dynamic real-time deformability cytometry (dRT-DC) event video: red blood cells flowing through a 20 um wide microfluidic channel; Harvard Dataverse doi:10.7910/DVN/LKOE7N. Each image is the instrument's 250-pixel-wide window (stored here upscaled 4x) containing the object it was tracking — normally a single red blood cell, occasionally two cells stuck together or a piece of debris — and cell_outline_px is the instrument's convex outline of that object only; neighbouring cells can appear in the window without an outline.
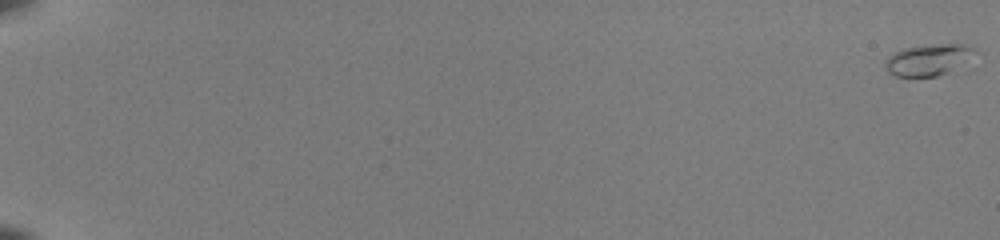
{"species": "common noctule bat (a hibernating species)", "species_latin": "Nyctalus noctula", "temperature_condition": "room temperature", "stored_images_in_passage": 55, "camera_frame_rate_fps": 3000, "um_per_image_px": 0.085, "animal": {"sex": "female", "body_mass_g": 22.0, "forearm_length_mm": 56.7}, "frame": {"image": 1, "passage_image": 1, "time_ms": 0.0, "image_size_px": [1000, 240], "cell_outline_px": [[984, 52], [948, 72], [936, 76], [892, 76], [884, 68], [884, 60], [892, 52], [904, 48], [932, 44], [964, 44], [976, 48]], "centroid_in_image_um": [78.96, 5.06], "position_along_channel_um": 6.0, "area_um2": 16.94}}
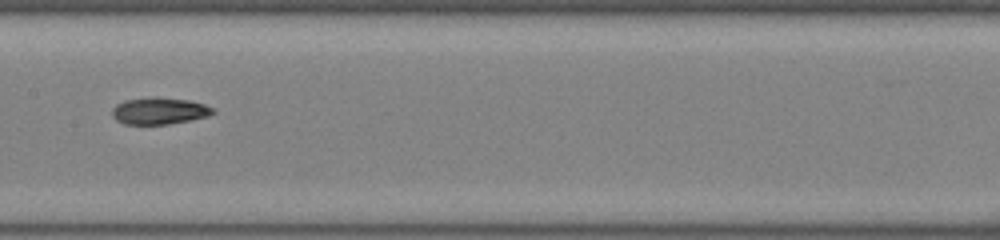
{"frame": {"image": 2, "passage_image": 32, "time_ms": 10.333, "image_size_px": [1000, 240], "cell_outline_px": [[216, 112], [208, 116], [168, 124], [124, 124], [116, 120], [112, 116], [112, 108], [116, 104], [124, 100], [148, 96], [156, 96], [188, 100], [204, 104], [212, 108]], "centroid_in_image_um": [13.49, 9.41], "position_along_channel_um": 193.9, "area_um2": 15.9}}
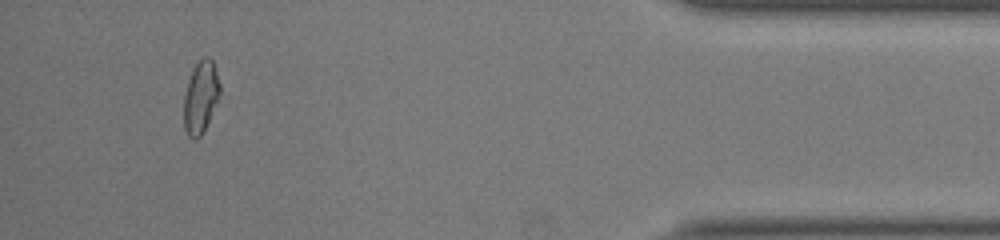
{"frame": {"image": 3, "passage_image": 52, "time_ms": 17.0, "image_size_px": [1000, 240], "cell_outline_px": [[220, 92], [208, 120], [200, 136], [196, 140], [192, 140], [188, 136], [184, 128], [184, 96], [188, 80], [192, 68], [204, 56], [208, 56], [212, 60], [220, 84]], "centroid_in_image_um": [17.03, 8.24], "position_along_channel_um": 418.2, "area_um2": 14.91}, "authors_computed_cell_mechanics": {"area_um2": 15.2592, "velocity_mm_per_s": 4.0348, "shape_relaxation_time_tau1_ms": null, "shape_relaxation_time_tau2_ms": 2.9848, "deformation_change_tau1": null, "deformation_change_tau2": 0.0869}}